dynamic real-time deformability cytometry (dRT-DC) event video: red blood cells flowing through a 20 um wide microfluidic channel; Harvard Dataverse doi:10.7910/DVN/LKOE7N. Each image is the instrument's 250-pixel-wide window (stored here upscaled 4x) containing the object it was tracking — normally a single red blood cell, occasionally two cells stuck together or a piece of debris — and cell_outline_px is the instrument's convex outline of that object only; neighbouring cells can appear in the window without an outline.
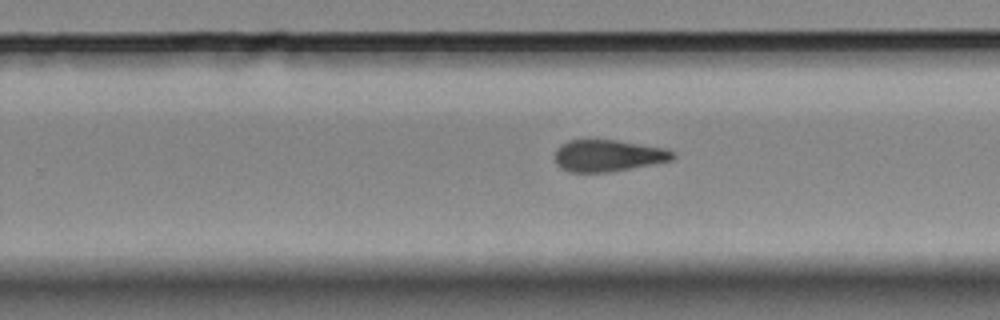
{"species": "Egyptian fruit bat (a non-hibernating species)", "species_latin": "Rousettus aegyptiacus", "temperature_condition": "room temperature", "stored_images_in_passage": 11, "camera_frame_rate_fps": 3000, "um_per_image_px": 0.085, "animal": {"sex": "female"}, "frame": {"image": 1, "passage_image": 11, "time_ms": 3.333, "image_size_px": [1000, 320], "cell_outline_px": [[676, 156], [672, 160], [608, 172], [568, 172], [560, 168], [556, 164], [556, 148], [560, 144], [568, 140], [616, 140], [664, 148], [676, 152]], "centroid_in_image_um": [51.66, 13.23], "position_along_channel_um": 278.1, "area_um2": 21.73}}